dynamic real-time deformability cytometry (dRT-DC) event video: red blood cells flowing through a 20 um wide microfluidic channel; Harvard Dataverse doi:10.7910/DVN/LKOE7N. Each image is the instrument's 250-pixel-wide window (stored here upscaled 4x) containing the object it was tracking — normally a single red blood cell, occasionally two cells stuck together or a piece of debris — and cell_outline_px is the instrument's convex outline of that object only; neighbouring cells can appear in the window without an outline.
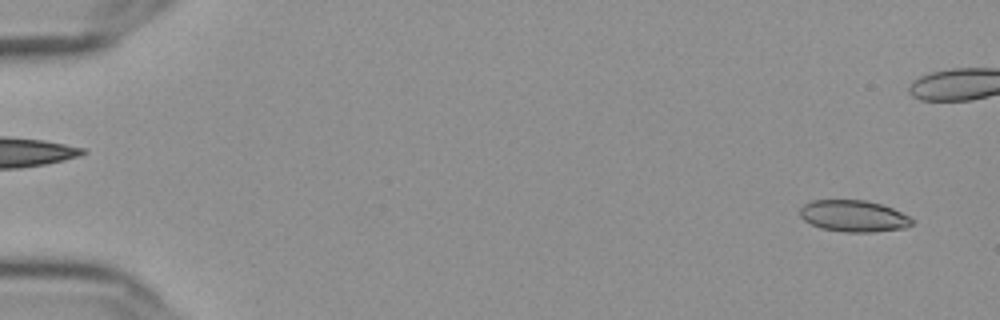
{"species": "Egyptian fruit bat (a non-hibernating species)", "species_latin": "Rousettus aegyptiacus", "temperature_condition": "cold", "stored_images_in_passage": 57, "camera_frame_rate_fps": 3000, "um_per_image_px": 0.085, "frame": {"image": 1, "passage_image": 3, "time_ms": 0.667, "image_size_px": [1000, 320], "cell_outline_px": [[916, 220], [912, 224], [904, 228], [872, 232], [844, 232], [820, 228], [804, 220], [800, 216], [800, 208], [804, 204], [812, 200], [864, 200], [880, 204], [892, 208]], "centroid_in_image_um": [72.55, 18.36], "position_along_channel_um": 12.5, "area_um2": 20.58}}
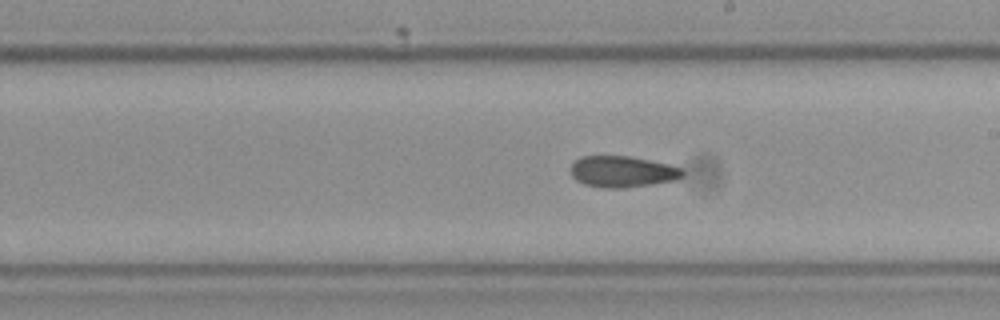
{"frame": {"image": 2, "passage_image": 33, "time_ms": 10.667, "image_size_px": [1000, 320], "cell_outline_px": [[684, 176], [672, 180], [652, 184], [624, 188], [604, 188], [584, 184], [576, 180], [572, 176], [572, 164], [580, 156], [628, 156], [668, 164], [684, 168]], "centroid_in_image_um": [52.91, 14.59], "position_along_channel_um": 236.1, "area_um2": 20.29}}
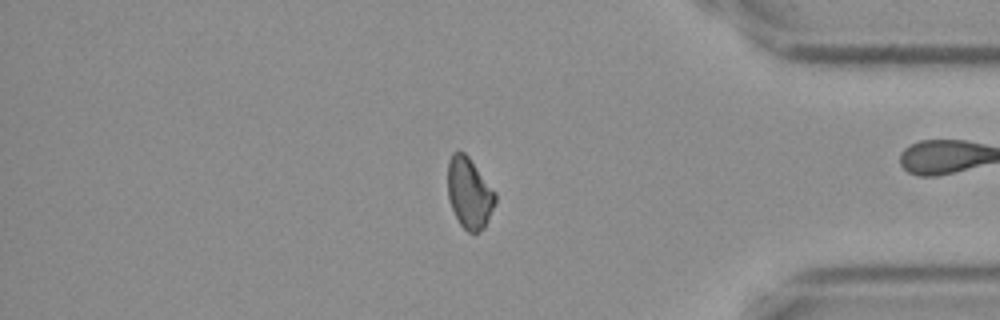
{"frame": {"image": 3, "passage_image": 48, "time_ms": 15.667, "image_size_px": [1000, 320], "cell_outline_px": [[496, 200], [484, 228], [480, 232], [468, 232], [460, 224], [452, 208], [448, 196], [448, 160], [452, 152], [464, 152], [468, 156], [496, 192]], "centroid_in_image_um": [39.89, 16.4], "position_along_channel_um": 395.3, "area_um2": 19.48}, "authors_computed_cell_mechanics": {"area_um2": 20.3456, "velocity_mm_per_s": 3.6294, "shape_relaxation_time_tau1_ms": null, "shape_relaxation_time_tau2_ms": 6.0042, "deformation_change_tau1": null, "deformation_change_tau2": 0.1237}}